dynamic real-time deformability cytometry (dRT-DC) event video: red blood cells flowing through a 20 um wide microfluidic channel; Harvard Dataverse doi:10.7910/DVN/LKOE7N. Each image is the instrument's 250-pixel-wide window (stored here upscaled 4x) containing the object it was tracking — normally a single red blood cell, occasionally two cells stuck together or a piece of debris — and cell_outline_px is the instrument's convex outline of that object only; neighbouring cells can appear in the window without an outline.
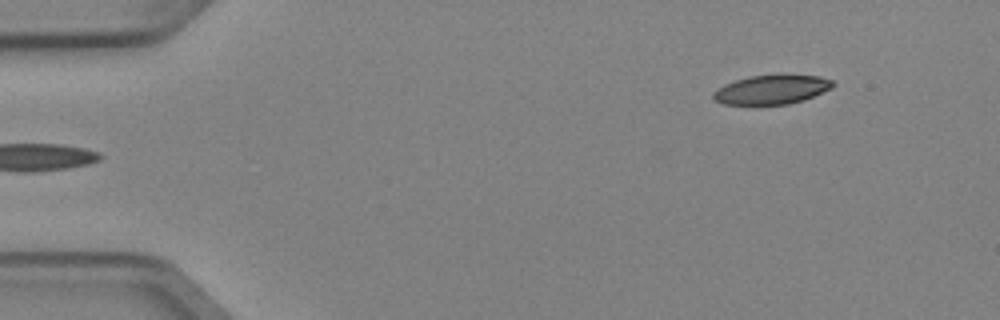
{"species": "Egyptian fruit bat (a non-hibernating species)", "species_latin": "Rousettus aegyptiacus", "temperature_condition": "cold", "stored_images_in_passage": 5, "segment_of_instrument_passage": [2, 2], "camera_frame_rate_fps": 3000, "um_per_image_px": 0.085, "animal": {"sex": "female"}, "frame": {"image": 1, "passage_image": 5, "time_ms": 1.333, "image_size_px": [1000, 320], "cell_outline_px": [[836, 84], [832, 88], [804, 100], [788, 104], [724, 104], [716, 100], [712, 96], [712, 92], [724, 84], [748, 76], [776, 72], [784, 72], [820, 76], [832, 80]], "centroid_in_image_um": [65.64, 7.55], "position_along_channel_um": 19.4, "area_um2": 21.1}}